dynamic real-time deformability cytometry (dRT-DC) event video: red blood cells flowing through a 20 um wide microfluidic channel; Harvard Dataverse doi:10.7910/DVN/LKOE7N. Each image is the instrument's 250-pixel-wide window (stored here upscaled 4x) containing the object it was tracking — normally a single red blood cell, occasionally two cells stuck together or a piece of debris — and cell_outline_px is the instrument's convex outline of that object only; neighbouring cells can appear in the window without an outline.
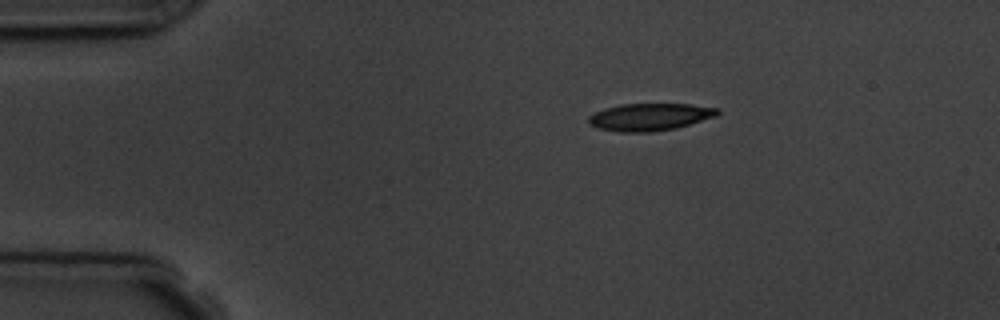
{"species": "common noctule bat (a hibernating species)", "species_latin": "Nyctalus noctula", "temperature_condition": "room temperature", "stored_images_in_passage": 9, "camera_frame_rate_fps": 3000, "um_per_image_px": 0.085, "animal": {"sex": "male", "body_mass_g": 19.5, "forearm_length_mm": 54.6}, "frame": {"image": 1, "passage_image": 1, "time_ms": 0.0, "image_size_px": [1000, 320], "cell_outline_px": [[720, 112], [716, 116], [676, 128], [648, 132], [620, 132], [596, 128], [588, 124], [588, 116], [604, 108], [620, 104], [692, 104], [720, 108]], "centroid_in_image_um": [55.22, 9.93], "position_along_channel_um": 29.8, "area_um2": 20.63}}
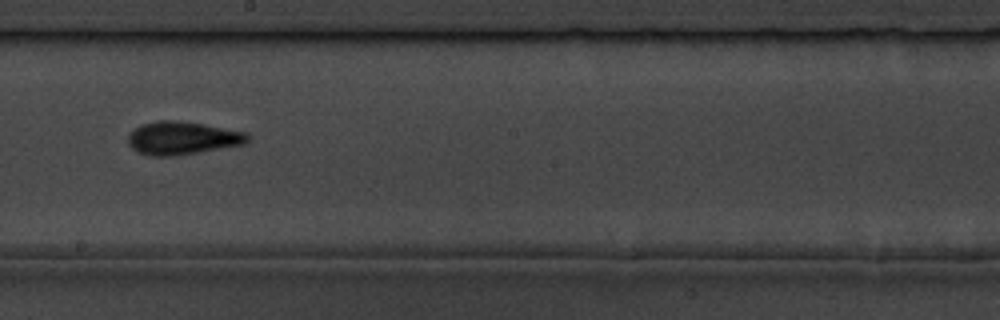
{"frame": {"image": 2, "passage_image": 7, "time_ms": 7.0, "image_size_px": [1000, 320], "cell_outline_px": [[252, 140], [244, 144], [176, 156], [152, 156], [136, 152], [128, 144], [128, 132], [140, 124], [156, 120], [180, 120], [204, 124], [248, 132], [252, 136]], "centroid_in_image_um": [15.51, 11.72], "position_along_channel_um": 232.7, "area_um2": 23.58}}
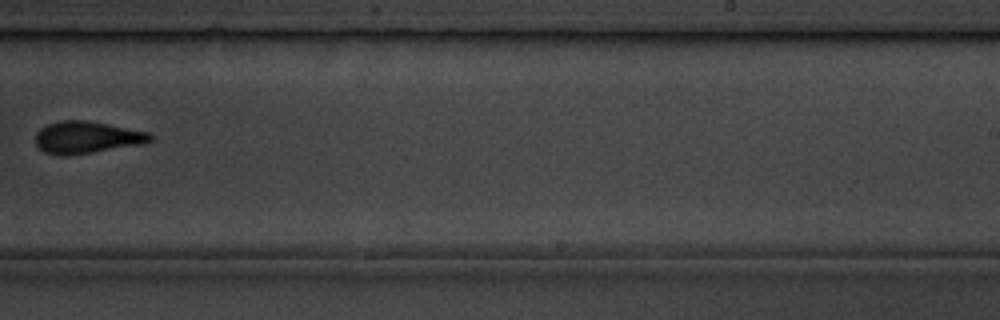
{"frame": {"image": 3, "passage_image": 8, "time_ms": 8.333, "image_size_px": [1000, 320], "cell_outline_px": [[156, 136], [152, 140], [144, 144], [68, 156], [60, 156], [44, 152], [36, 144], [36, 132], [40, 128], [48, 124], [60, 120], [84, 120], [108, 124], [148, 132]], "centroid_in_image_um": [7.39, 11.68], "position_along_channel_um": 281.6, "area_um2": 21.62}}